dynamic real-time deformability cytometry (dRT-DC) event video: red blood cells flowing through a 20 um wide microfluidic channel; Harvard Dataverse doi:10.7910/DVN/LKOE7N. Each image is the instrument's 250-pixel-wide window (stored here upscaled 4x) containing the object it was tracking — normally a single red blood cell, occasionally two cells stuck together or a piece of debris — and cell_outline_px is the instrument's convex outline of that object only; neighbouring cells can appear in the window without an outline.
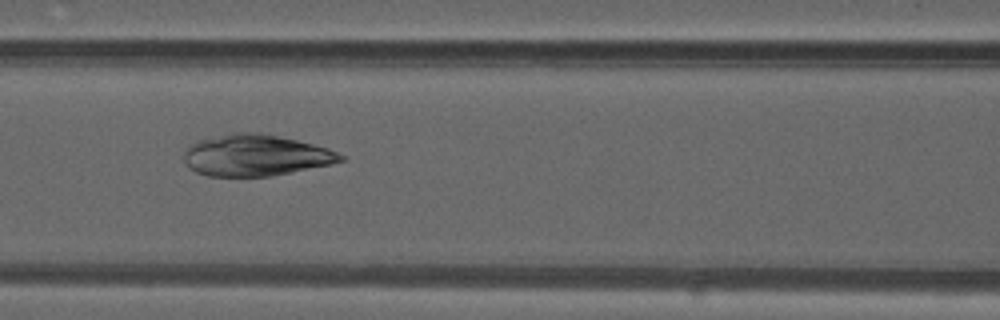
{"species": "common noctule bat (a hibernating species)", "species_latin": "Nyctalus noctula", "temperature_condition": "warm", "stored_images_in_passage": 49, "camera_frame_rate_fps": 3000, "um_per_image_px": 0.085, "animal": {"sex": "male", "forearm_length_mm": 52.5}, "frame": {"image": 1, "passage_image": 20, "time_ms": 6.333, "image_size_px": [1000, 320], "cell_outline_px": [[344, 160], [332, 164], [272, 176], [208, 176], [196, 172], [188, 168], [184, 160], [184, 152], [188, 144], [200, 140], [232, 132], [260, 132], [296, 140], [328, 148], [344, 156]], "centroid_in_image_um": [21.69, 13.2], "position_along_channel_um": 144.9, "area_um2": 37.8}}
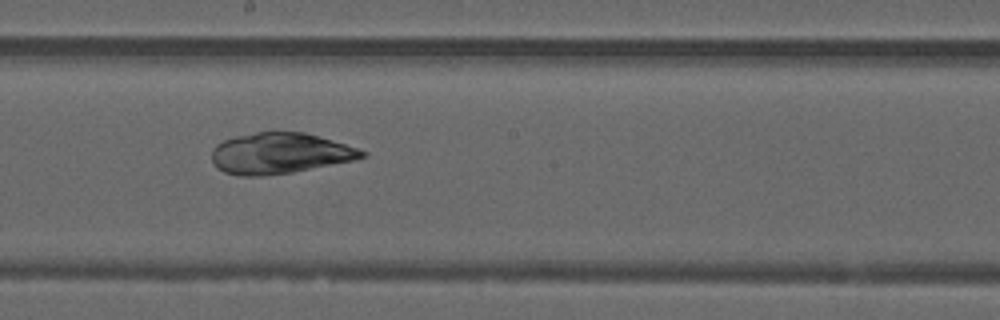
{"frame": {"image": 2, "passage_image": 26, "time_ms": 8.333, "image_size_px": [1000, 320], "cell_outline_px": [[368, 152], [364, 156], [356, 160], [292, 172], [264, 176], [240, 176], [224, 172], [216, 168], [212, 160], [212, 152], [216, 144], [224, 140], [236, 136], [256, 132], [304, 132], [360, 148]], "centroid_in_image_um": [23.79, 13.04], "position_along_channel_um": 224.4, "area_um2": 35.84}}
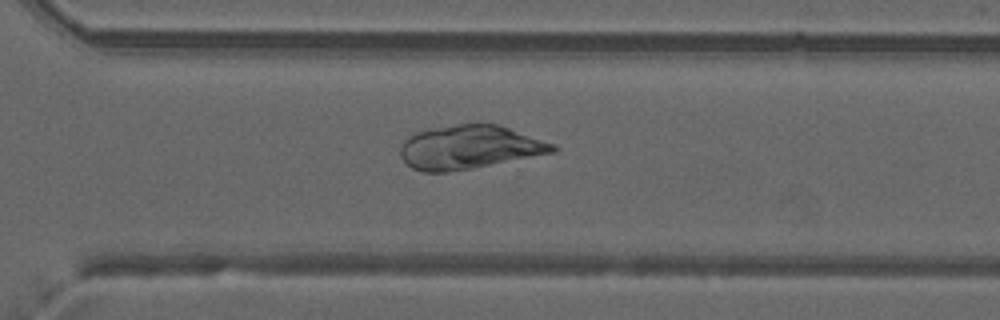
{"frame": {"image": 3, "passage_image": 34, "time_ms": 11.0, "image_size_px": [1000, 320], "cell_outline_px": [[560, 148], [556, 152], [472, 168], [448, 172], [420, 172], [412, 168], [400, 156], [400, 148], [404, 140], [416, 132], [456, 124], [496, 124], [556, 144]], "centroid_in_image_um": [39.91, 12.53], "position_along_channel_um": 330.7, "area_um2": 38.49}}